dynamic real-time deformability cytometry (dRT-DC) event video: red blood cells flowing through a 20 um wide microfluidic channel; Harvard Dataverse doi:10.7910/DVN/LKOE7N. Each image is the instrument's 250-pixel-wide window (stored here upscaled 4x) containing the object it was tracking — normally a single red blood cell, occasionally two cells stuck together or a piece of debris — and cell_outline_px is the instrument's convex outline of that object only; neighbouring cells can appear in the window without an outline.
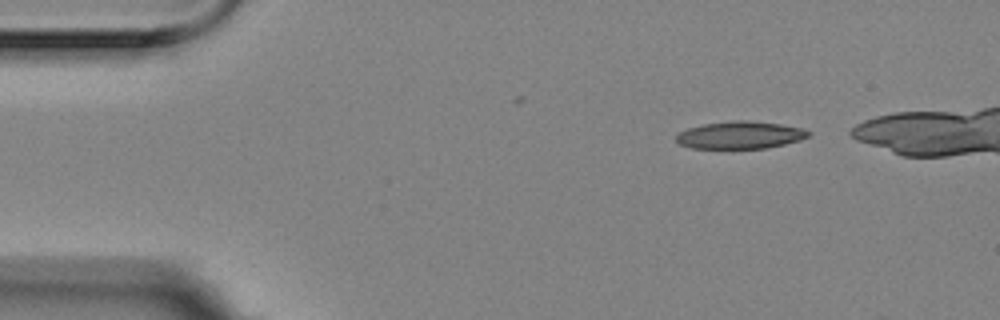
{"species": "Egyptian fruit bat (a non-hibernating species)", "species_latin": "Rousettus aegyptiacus", "temperature_condition": "room temperature", "stored_images_in_passage": 6, "camera_frame_rate_fps": 3000, "um_per_image_px": 0.085, "animal": {"sex": "female"}, "frame": {"image": 1, "passage_image": 1, "time_ms": 0.0, "image_size_px": [1000, 320], "cell_outline_px": [[812, 132], [808, 136], [800, 140], [768, 148], [692, 148], [680, 144], [676, 140], [676, 136], [680, 132], [688, 128], [704, 124], [736, 120], [748, 120], [780, 124], [804, 128]], "centroid_in_image_um": [62.95, 11.48], "position_along_channel_um": 22.1, "area_um2": 21.04}}